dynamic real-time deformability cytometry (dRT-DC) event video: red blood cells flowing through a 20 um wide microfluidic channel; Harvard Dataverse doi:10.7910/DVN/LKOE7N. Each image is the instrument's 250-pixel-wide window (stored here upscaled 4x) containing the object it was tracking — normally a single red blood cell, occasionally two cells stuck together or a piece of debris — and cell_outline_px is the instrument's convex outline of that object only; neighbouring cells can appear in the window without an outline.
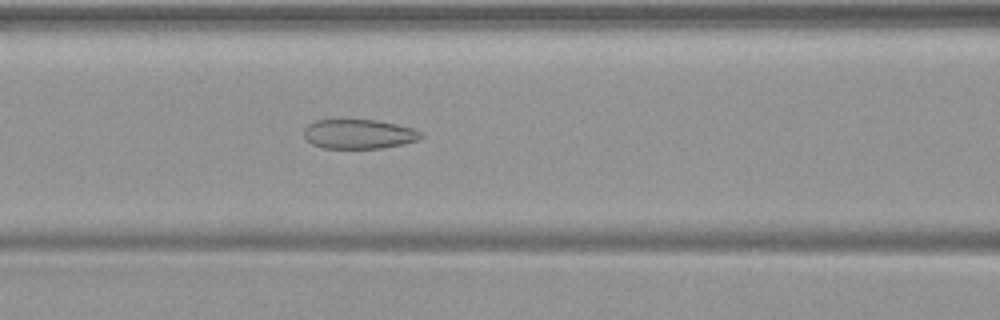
{"species": "common noctule bat (a hibernating species)", "species_latin": "Nyctalus noctula", "temperature_condition": "warm", "stored_images_in_passage": 51, "camera_frame_rate_fps": 3000, "um_per_image_px": 0.085, "animal": {"sex": "female", "body_mass_g": 19.9}, "frame": {"image": 1, "passage_image": 22, "time_ms": 7.0, "image_size_px": [1000, 320], "cell_outline_px": [[424, 136], [420, 140], [380, 148], [324, 148], [312, 144], [304, 136], [304, 128], [308, 124], [316, 120], [376, 120], [396, 124], [412, 128], [420, 132]], "centroid_in_image_um": [30.49, 11.39], "position_along_channel_um": 136.1, "area_um2": 19.94}}
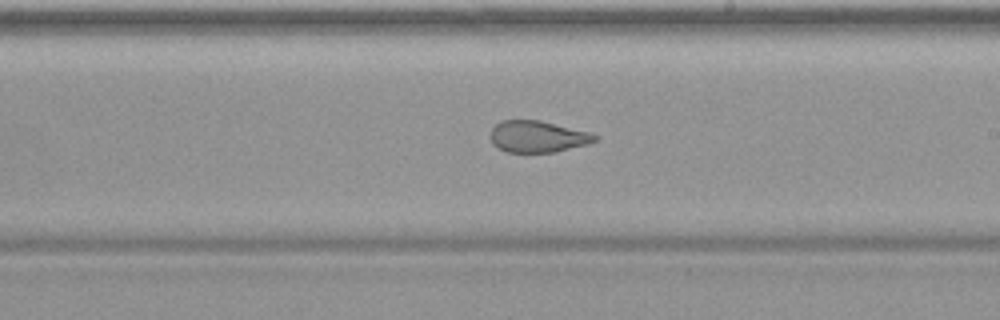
{"frame": {"image": 2, "passage_image": 30, "time_ms": 9.667, "image_size_px": [1000, 320], "cell_outline_px": [[600, 136], [596, 140], [588, 144], [556, 152], [504, 152], [492, 144], [492, 128], [500, 120], [540, 120], [588, 132]], "centroid_in_image_um": [45.7, 11.61], "position_along_channel_um": 243.3, "area_um2": 19.19}}
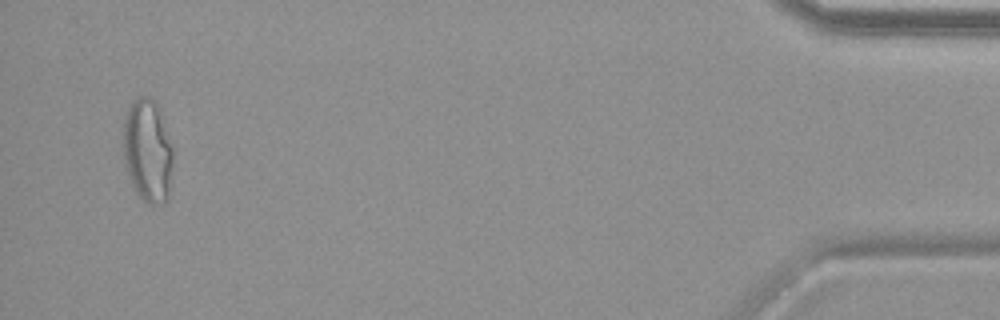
{"frame": {"image": 3, "passage_image": 49, "time_ms": 16.0, "image_size_px": [1000, 320], "cell_outline_px": [[172, 160], [168, 200], [164, 204], [148, 204], [132, 188], [124, 164], [124, 116], [132, 100], [140, 96], [148, 96], [156, 104], [160, 112], [172, 148]], "centroid_in_image_um": [12.53, 12.84], "position_along_channel_um": 422.7, "area_um2": 29.82}}